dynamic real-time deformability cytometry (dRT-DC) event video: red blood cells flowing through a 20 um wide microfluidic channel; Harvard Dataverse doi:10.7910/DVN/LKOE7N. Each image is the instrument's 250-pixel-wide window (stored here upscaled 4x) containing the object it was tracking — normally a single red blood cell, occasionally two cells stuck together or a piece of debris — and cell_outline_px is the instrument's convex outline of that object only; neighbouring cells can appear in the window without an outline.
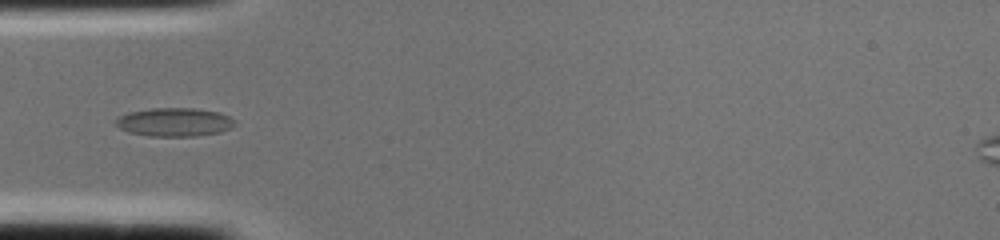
{"species": "common noctule bat (a hibernating species)", "species_latin": "Nyctalus noctula", "temperature_condition": "cold", "stored_images_in_passage": 2, "camera_frame_rate_fps": 3000, "um_per_image_px": 0.085, "animal": {"sex": "female", "body_mass_g": 22.0, "forearm_length_mm": 56.7}, "frame": {"image": 1, "passage_image": 2, "time_ms": 0.333, "image_size_px": [1000, 240], "cell_outline_px": [[236, 124], [232, 128], [220, 132], [196, 136], [148, 136], [128, 132], [120, 128], [116, 124], [116, 120], [120, 116], [128, 112], [152, 108], [192, 108], [220, 112], [236, 120]], "centroid_in_image_um": [14.86, 10.38], "position_along_channel_um": 70.1, "area_um2": 19.88}}